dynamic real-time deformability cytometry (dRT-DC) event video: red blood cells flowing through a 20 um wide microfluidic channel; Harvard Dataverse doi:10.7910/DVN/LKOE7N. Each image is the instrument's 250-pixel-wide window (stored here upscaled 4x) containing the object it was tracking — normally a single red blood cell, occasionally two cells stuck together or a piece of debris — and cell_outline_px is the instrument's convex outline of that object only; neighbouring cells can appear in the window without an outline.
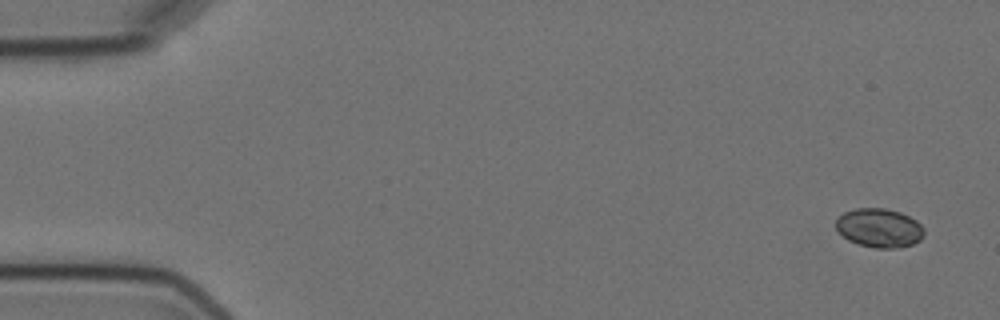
{"species": "Egyptian fruit bat (a non-hibernating species)", "species_latin": "Rousettus aegyptiacus", "temperature_condition": "cold", "stored_images_in_passage": 5, "camera_frame_rate_fps": 3000, "um_per_image_px": 0.085, "animal": {"sex": "female"}, "frame": {"image": 1, "passage_image": 1, "time_ms": 0.0, "image_size_px": [1000, 320], "cell_outline_px": [[924, 236], [920, 240], [912, 244], [900, 248], [876, 248], [860, 244], [848, 240], [836, 228], [836, 220], [844, 212], [856, 208], [884, 208], [900, 212], [916, 220], [924, 228]], "centroid_in_image_um": [74.76, 19.37], "position_along_channel_um": 10.2, "area_um2": 19.94}}
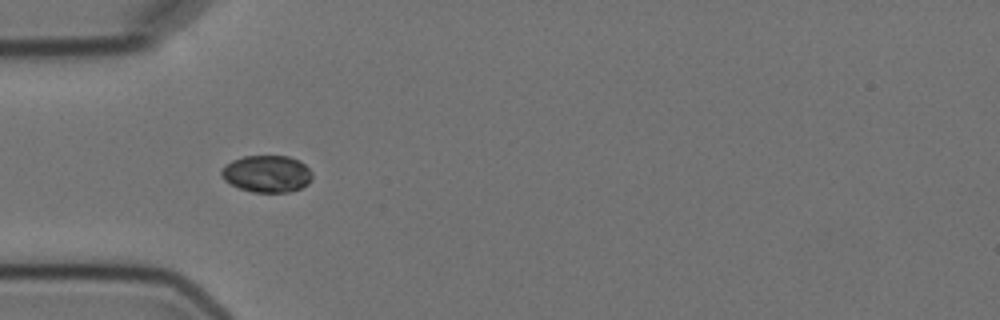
{"frame": {"image": 2, "passage_image": 5, "time_ms": 5.0, "image_size_px": [1000, 320], "cell_outline_px": [[312, 180], [308, 184], [300, 188], [288, 192], [252, 192], [240, 188], [224, 180], [220, 176], [220, 172], [224, 164], [232, 160], [244, 156], [288, 156], [300, 160], [312, 172]], "centroid_in_image_um": [22.68, 14.76], "position_along_channel_um": 62.3, "area_um2": 19.71}}